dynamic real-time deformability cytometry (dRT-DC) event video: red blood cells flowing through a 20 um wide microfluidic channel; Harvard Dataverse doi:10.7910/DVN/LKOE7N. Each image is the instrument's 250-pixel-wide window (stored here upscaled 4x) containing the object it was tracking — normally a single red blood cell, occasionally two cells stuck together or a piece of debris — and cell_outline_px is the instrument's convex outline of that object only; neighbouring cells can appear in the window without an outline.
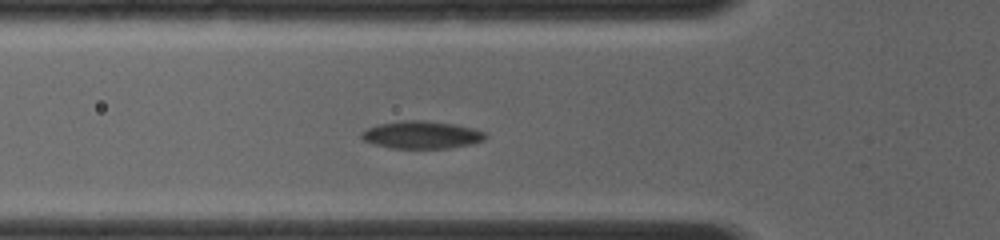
{"species": "common noctule bat (a hibernating species)", "species_latin": "Nyctalus noctula", "temperature_condition": "room temperature", "stored_images_in_passage": 10, "camera_frame_rate_fps": 4000, "um_per_image_px": 0.085, "animal": {"sex": "female", "body_mass_g": 19.0, "forearm_length_mm": 56.7}, "frame": {"image": 1, "passage_image": 6, "time_ms": 2.75, "image_size_px": [1000, 240], "cell_outline_px": [[488, 136], [484, 140], [472, 144], [448, 148], [392, 148], [376, 144], [364, 140], [360, 136], [360, 132], [368, 128], [380, 124], [400, 120], [424, 120], [456, 124], [472, 128], [484, 132]], "centroid_in_image_um": [35.86, 11.45], "position_along_channel_um": 89.9, "area_um2": 19.88}}
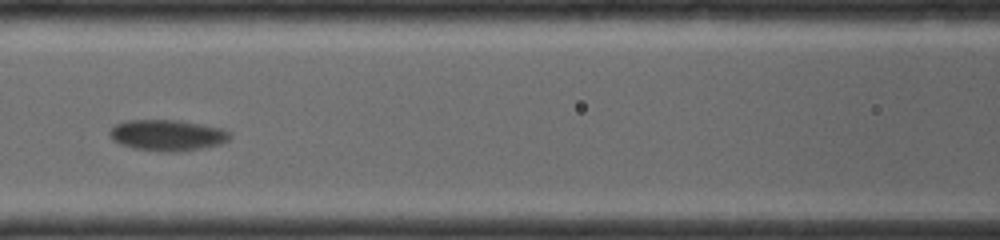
{"frame": {"image": 2, "passage_image": 9, "time_ms": 4.25, "image_size_px": [1000, 240], "cell_outline_px": [[232, 136], [228, 140], [220, 144], [184, 152], [160, 152], [136, 148], [120, 144], [112, 140], [108, 136], [108, 132], [116, 124], [128, 120], [180, 120], [220, 128], [232, 132]], "centroid_in_image_um": [14.23, 11.5], "position_along_channel_um": 152.4, "area_um2": 21.96}}